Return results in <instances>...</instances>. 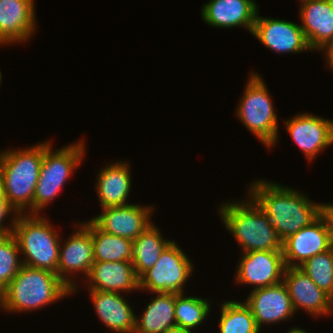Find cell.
Here are the masks:
<instances>
[{
    "instance_id": "cell-1",
    "label": "cell",
    "mask_w": 333,
    "mask_h": 333,
    "mask_svg": "<svg viewBox=\"0 0 333 333\" xmlns=\"http://www.w3.org/2000/svg\"><path fill=\"white\" fill-rule=\"evenodd\" d=\"M248 195L268 216L279 238L284 241L321 216V204L298 190L278 182L257 179L248 185Z\"/></svg>"
},
{
    "instance_id": "cell-2",
    "label": "cell",
    "mask_w": 333,
    "mask_h": 333,
    "mask_svg": "<svg viewBox=\"0 0 333 333\" xmlns=\"http://www.w3.org/2000/svg\"><path fill=\"white\" fill-rule=\"evenodd\" d=\"M246 200L219 205L221 221L237 241L243 253L252 251H283L279 238L268 216L247 195Z\"/></svg>"
},
{
    "instance_id": "cell-3",
    "label": "cell",
    "mask_w": 333,
    "mask_h": 333,
    "mask_svg": "<svg viewBox=\"0 0 333 333\" xmlns=\"http://www.w3.org/2000/svg\"><path fill=\"white\" fill-rule=\"evenodd\" d=\"M73 295L57 274L23 265L0 294V308L11 313L42 309ZM64 297V298H63Z\"/></svg>"
},
{
    "instance_id": "cell-4",
    "label": "cell",
    "mask_w": 333,
    "mask_h": 333,
    "mask_svg": "<svg viewBox=\"0 0 333 333\" xmlns=\"http://www.w3.org/2000/svg\"><path fill=\"white\" fill-rule=\"evenodd\" d=\"M43 157L44 141L23 149L0 151V177L5 196L18 214L32 215Z\"/></svg>"
},
{
    "instance_id": "cell-5",
    "label": "cell",
    "mask_w": 333,
    "mask_h": 333,
    "mask_svg": "<svg viewBox=\"0 0 333 333\" xmlns=\"http://www.w3.org/2000/svg\"><path fill=\"white\" fill-rule=\"evenodd\" d=\"M46 216L19 214L13 236L24 256L23 265L45 269L58 275L61 235Z\"/></svg>"
},
{
    "instance_id": "cell-6",
    "label": "cell",
    "mask_w": 333,
    "mask_h": 333,
    "mask_svg": "<svg viewBox=\"0 0 333 333\" xmlns=\"http://www.w3.org/2000/svg\"><path fill=\"white\" fill-rule=\"evenodd\" d=\"M49 140L44 141V157L32 203V215H40L79 168L85 156L86 144L81 139L54 150ZM42 210V211H41Z\"/></svg>"
},
{
    "instance_id": "cell-7",
    "label": "cell",
    "mask_w": 333,
    "mask_h": 333,
    "mask_svg": "<svg viewBox=\"0 0 333 333\" xmlns=\"http://www.w3.org/2000/svg\"><path fill=\"white\" fill-rule=\"evenodd\" d=\"M263 80L258 73L251 72L235 114L249 132L266 148L271 149L279 141V121L270 92Z\"/></svg>"
},
{
    "instance_id": "cell-8",
    "label": "cell",
    "mask_w": 333,
    "mask_h": 333,
    "mask_svg": "<svg viewBox=\"0 0 333 333\" xmlns=\"http://www.w3.org/2000/svg\"><path fill=\"white\" fill-rule=\"evenodd\" d=\"M193 266L185 251L172 240L157 263L139 278V290L154 294H182L187 280L192 277Z\"/></svg>"
},
{
    "instance_id": "cell-9",
    "label": "cell",
    "mask_w": 333,
    "mask_h": 333,
    "mask_svg": "<svg viewBox=\"0 0 333 333\" xmlns=\"http://www.w3.org/2000/svg\"><path fill=\"white\" fill-rule=\"evenodd\" d=\"M76 225L74 233L64 243L60 242L58 260V277L70 288L72 293L79 289L77 286L79 284L73 280L75 278L73 275H77L79 271L84 274L86 280L94 263L91 232L82 223L78 222Z\"/></svg>"
},
{
    "instance_id": "cell-10",
    "label": "cell",
    "mask_w": 333,
    "mask_h": 333,
    "mask_svg": "<svg viewBox=\"0 0 333 333\" xmlns=\"http://www.w3.org/2000/svg\"><path fill=\"white\" fill-rule=\"evenodd\" d=\"M283 121L287 133L303 151L308 163L333 145V120L302 112Z\"/></svg>"
},
{
    "instance_id": "cell-11",
    "label": "cell",
    "mask_w": 333,
    "mask_h": 333,
    "mask_svg": "<svg viewBox=\"0 0 333 333\" xmlns=\"http://www.w3.org/2000/svg\"><path fill=\"white\" fill-rule=\"evenodd\" d=\"M251 34L262 45L276 53L292 54L313 51L300 24L284 19L259 16V11Z\"/></svg>"
},
{
    "instance_id": "cell-12",
    "label": "cell",
    "mask_w": 333,
    "mask_h": 333,
    "mask_svg": "<svg viewBox=\"0 0 333 333\" xmlns=\"http://www.w3.org/2000/svg\"><path fill=\"white\" fill-rule=\"evenodd\" d=\"M235 272V283L252 289L268 287L283 281L285 263L283 251H252L241 254Z\"/></svg>"
},
{
    "instance_id": "cell-13",
    "label": "cell",
    "mask_w": 333,
    "mask_h": 333,
    "mask_svg": "<svg viewBox=\"0 0 333 333\" xmlns=\"http://www.w3.org/2000/svg\"><path fill=\"white\" fill-rule=\"evenodd\" d=\"M154 209L134 203L105 207L91 220L104 232L134 241L153 222Z\"/></svg>"
},
{
    "instance_id": "cell-14",
    "label": "cell",
    "mask_w": 333,
    "mask_h": 333,
    "mask_svg": "<svg viewBox=\"0 0 333 333\" xmlns=\"http://www.w3.org/2000/svg\"><path fill=\"white\" fill-rule=\"evenodd\" d=\"M244 303L250 308L259 329L268 324L290 320L295 315L288 289L284 282L252 289Z\"/></svg>"
},
{
    "instance_id": "cell-15",
    "label": "cell",
    "mask_w": 333,
    "mask_h": 333,
    "mask_svg": "<svg viewBox=\"0 0 333 333\" xmlns=\"http://www.w3.org/2000/svg\"><path fill=\"white\" fill-rule=\"evenodd\" d=\"M35 0H0V46L25 43L36 33Z\"/></svg>"
},
{
    "instance_id": "cell-16",
    "label": "cell",
    "mask_w": 333,
    "mask_h": 333,
    "mask_svg": "<svg viewBox=\"0 0 333 333\" xmlns=\"http://www.w3.org/2000/svg\"><path fill=\"white\" fill-rule=\"evenodd\" d=\"M332 247L328 229L320 216L310 226L283 241V257L286 267H299L311 257Z\"/></svg>"
},
{
    "instance_id": "cell-17",
    "label": "cell",
    "mask_w": 333,
    "mask_h": 333,
    "mask_svg": "<svg viewBox=\"0 0 333 333\" xmlns=\"http://www.w3.org/2000/svg\"><path fill=\"white\" fill-rule=\"evenodd\" d=\"M257 5L254 0H209L201 8L202 21L220 29L242 27L252 33Z\"/></svg>"
},
{
    "instance_id": "cell-18",
    "label": "cell",
    "mask_w": 333,
    "mask_h": 333,
    "mask_svg": "<svg viewBox=\"0 0 333 333\" xmlns=\"http://www.w3.org/2000/svg\"><path fill=\"white\" fill-rule=\"evenodd\" d=\"M283 282L288 289L295 313L302 309L314 318L329 314L330 296L299 267H286Z\"/></svg>"
},
{
    "instance_id": "cell-19",
    "label": "cell",
    "mask_w": 333,
    "mask_h": 333,
    "mask_svg": "<svg viewBox=\"0 0 333 333\" xmlns=\"http://www.w3.org/2000/svg\"><path fill=\"white\" fill-rule=\"evenodd\" d=\"M301 28L310 48L320 51L333 40V0H299Z\"/></svg>"
},
{
    "instance_id": "cell-20",
    "label": "cell",
    "mask_w": 333,
    "mask_h": 333,
    "mask_svg": "<svg viewBox=\"0 0 333 333\" xmlns=\"http://www.w3.org/2000/svg\"><path fill=\"white\" fill-rule=\"evenodd\" d=\"M86 279L89 290L127 294L139 290L132 262H94Z\"/></svg>"
},
{
    "instance_id": "cell-21",
    "label": "cell",
    "mask_w": 333,
    "mask_h": 333,
    "mask_svg": "<svg viewBox=\"0 0 333 333\" xmlns=\"http://www.w3.org/2000/svg\"><path fill=\"white\" fill-rule=\"evenodd\" d=\"M94 310L107 328L118 333H134L136 314L123 294L88 290Z\"/></svg>"
},
{
    "instance_id": "cell-22",
    "label": "cell",
    "mask_w": 333,
    "mask_h": 333,
    "mask_svg": "<svg viewBox=\"0 0 333 333\" xmlns=\"http://www.w3.org/2000/svg\"><path fill=\"white\" fill-rule=\"evenodd\" d=\"M128 162L117 161L102 167L97 174L96 194L100 207L128 205L132 175Z\"/></svg>"
},
{
    "instance_id": "cell-23",
    "label": "cell",
    "mask_w": 333,
    "mask_h": 333,
    "mask_svg": "<svg viewBox=\"0 0 333 333\" xmlns=\"http://www.w3.org/2000/svg\"><path fill=\"white\" fill-rule=\"evenodd\" d=\"M156 294L144 308L142 315H136L134 333H163L176 326V294Z\"/></svg>"
},
{
    "instance_id": "cell-24",
    "label": "cell",
    "mask_w": 333,
    "mask_h": 333,
    "mask_svg": "<svg viewBox=\"0 0 333 333\" xmlns=\"http://www.w3.org/2000/svg\"><path fill=\"white\" fill-rule=\"evenodd\" d=\"M82 224L91 232L94 262H132L133 241L102 231L91 219Z\"/></svg>"
},
{
    "instance_id": "cell-25",
    "label": "cell",
    "mask_w": 333,
    "mask_h": 333,
    "mask_svg": "<svg viewBox=\"0 0 333 333\" xmlns=\"http://www.w3.org/2000/svg\"><path fill=\"white\" fill-rule=\"evenodd\" d=\"M161 232L153 222L133 241L132 263L138 278L157 263L162 251L172 241L163 238Z\"/></svg>"
},
{
    "instance_id": "cell-26",
    "label": "cell",
    "mask_w": 333,
    "mask_h": 333,
    "mask_svg": "<svg viewBox=\"0 0 333 333\" xmlns=\"http://www.w3.org/2000/svg\"><path fill=\"white\" fill-rule=\"evenodd\" d=\"M219 317V333H260L250 308L244 303L223 301Z\"/></svg>"
},
{
    "instance_id": "cell-27",
    "label": "cell",
    "mask_w": 333,
    "mask_h": 333,
    "mask_svg": "<svg viewBox=\"0 0 333 333\" xmlns=\"http://www.w3.org/2000/svg\"><path fill=\"white\" fill-rule=\"evenodd\" d=\"M185 294H176L175 320L176 326L193 331L197 329L211 311V300ZM210 301V303H209Z\"/></svg>"
},
{
    "instance_id": "cell-28",
    "label": "cell",
    "mask_w": 333,
    "mask_h": 333,
    "mask_svg": "<svg viewBox=\"0 0 333 333\" xmlns=\"http://www.w3.org/2000/svg\"><path fill=\"white\" fill-rule=\"evenodd\" d=\"M299 268L329 296L333 293V246L311 257Z\"/></svg>"
},
{
    "instance_id": "cell-29",
    "label": "cell",
    "mask_w": 333,
    "mask_h": 333,
    "mask_svg": "<svg viewBox=\"0 0 333 333\" xmlns=\"http://www.w3.org/2000/svg\"><path fill=\"white\" fill-rule=\"evenodd\" d=\"M20 250L13 234L0 235V294L22 268Z\"/></svg>"
},
{
    "instance_id": "cell-30",
    "label": "cell",
    "mask_w": 333,
    "mask_h": 333,
    "mask_svg": "<svg viewBox=\"0 0 333 333\" xmlns=\"http://www.w3.org/2000/svg\"><path fill=\"white\" fill-rule=\"evenodd\" d=\"M18 215V212L10 205L9 202H0V235H7L13 232ZM8 216H12V219L10 221L11 223L6 226L4 221H7L5 219H8Z\"/></svg>"
},
{
    "instance_id": "cell-31",
    "label": "cell",
    "mask_w": 333,
    "mask_h": 333,
    "mask_svg": "<svg viewBox=\"0 0 333 333\" xmlns=\"http://www.w3.org/2000/svg\"><path fill=\"white\" fill-rule=\"evenodd\" d=\"M321 217L324 219L333 246V203L321 204Z\"/></svg>"
},
{
    "instance_id": "cell-32",
    "label": "cell",
    "mask_w": 333,
    "mask_h": 333,
    "mask_svg": "<svg viewBox=\"0 0 333 333\" xmlns=\"http://www.w3.org/2000/svg\"><path fill=\"white\" fill-rule=\"evenodd\" d=\"M322 52H324V56H326V63L327 66L333 70V40L325 47L321 50Z\"/></svg>"
},
{
    "instance_id": "cell-33",
    "label": "cell",
    "mask_w": 333,
    "mask_h": 333,
    "mask_svg": "<svg viewBox=\"0 0 333 333\" xmlns=\"http://www.w3.org/2000/svg\"><path fill=\"white\" fill-rule=\"evenodd\" d=\"M163 333H195L194 331L184 329L178 326L166 329Z\"/></svg>"
},
{
    "instance_id": "cell-34",
    "label": "cell",
    "mask_w": 333,
    "mask_h": 333,
    "mask_svg": "<svg viewBox=\"0 0 333 333\" xmlns=\"http://www.w3.org/2000/svg\"><path fill=\"white\" fill-rule=\"evenodd\" d=\"M0 202H8L5 196V191L3 187V183L0 177Z\"/></svg>"
},
{
    "instance_id": "cell-35",
    "label": "cell",
    "mask_w": 333,
    "mask_h": 333,
    "mask_svg": "<svg viewBox=\"0 0 333 333\" xmlns=\"http://www.w3.org/2000/svg\"><path fill=\"white\" fill-rule=\"evenodd\" d=\"M287 333H309V332H307V331H305V329H302V328L297 327V326L295 328V326H294L292 328H289V331Z\"/></svg>"
},
{
    "instance_id": "cell-36",
    "label": "cell",
    "mask_w": 333,
    "mask_h": 333,
    "mask_svg": "<svg viewBox=\"0 0 333 333\" xmlns=\"http://www.w3.org/2000/svg\"><path fill=\"white\" fill-rule=\"evenodd\" d=\"M333 313V293L330 295V299H329V315H331Z\"/></svg>"
},
{
    "instance_id": "cell-37",
    "label": "cell",
    "mask_w": 333,
    "mask_h": 333,
    "mask_svg": "<svg viewBox=\"0 0 333 333\" xmlns=\"http://www.w3.org/2000/svg\"><path fill=\"white\" fill-rule=\"evenodd\" d=\"M2 82V73H1V70H0V84Z\"/></svg>"
}]
</instances>
